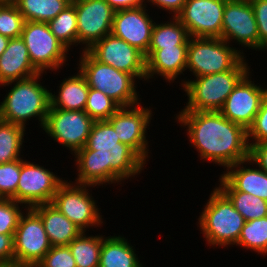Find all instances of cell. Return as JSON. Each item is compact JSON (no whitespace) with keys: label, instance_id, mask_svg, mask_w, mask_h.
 Returning <instances> with one entry per match:
<instances>
[{"label":"cell","instance_id":"cell-25","mask_svg":"<svg viewBox=\"0 0 267 267\" xmlns=\"http://www.w3.org/2000/svg\"><path fill=\"white\" fill-rule=\"evenodd\" d=\"M133 247L120 235L103 236L99 267H143Z\"/></svg>","mask_w":267,"mask_h":267},{"label":"cell","instance_id":"cell-17","mask_svg":"<svg viewBox=\"0 0 267 267\" xmlns=\"http://www.w3.org/2000/svg\"><path fill=\"white\" fill-rule=\"evenodd\" d=\"M221 39L259 50L258 26L249 0L226 1Z\"/></svg>","mask_w":267,"mask_h":267},{"label":"cell","instance_id":"cell-44","mask_svg":"<svg viewBox=\"0 0 267 267\" xmlns=\"http://www.w3.org/2000/svg\"><path fill=\"white\" fill-rule=\"evenodd\" d=\"M115 11L121 9L139 8L146 5L145 0H105ZM145 4H144V3Z\"/></svg>","mask_w":267,"mask_h":267},{"label":"cell","instance_id":"cell-34","mask_svg":"<svg viewBox=\"0 0 267 267\" xmlns=\"http://www.w3.org/2000/svg\"><path fill=\"white\" fill-rule=\"evenodd\" d=\"M25 20L15 4L0 5V34L10 39L21 37Z\"/></svg>","mask_w":267,"mask_h":267},{"label":"cell","instance_id":"cell-40","mask_svg":"<svg viewBox=\"0 0 267 267\" xmlns=\"http://www.w3.org/2000/svg\"><path fill=\"white\" fill-rule=\"evenodd\" d=\"M258 26L259 50L267 49V0H249Z\"/></svg>","mask_w":267,"mask_h":267},{"label":"cell","instance_id":"cell-22","mask_svg":"<svg viewBox=\"0 0 267 267\" xmlns=\"http://www.w3.org/2000/svg\"><path fill=\"white\" fill-rule=\"evenodd\" d=\"M188 45L148 50L146 57V80L155 74L173 81L186 70Z\"/></svg>","mask_w":267,"mask_h":267},{"label":"cell","instance_id":"cell-30","mask_svg":"<svg viewBox=\"0 0 267 267\" xmlns=\"http://www.w3.org/2000/svg\"><path fill=\"white\" fill-rule=\"evenodd\" d=\"M77 23L75 6L71 3L47 24L59 42L67 49H70L71 45L77 43Z\"/></svg>","mask_w":267,"mask_h":267},{"label":"cell","instance_id":"cell-27","mask_svg":"<svg viewBox=\"0 0 267 267\" xmlns=\"http://www.w3.org/2000/svg\"><path fill=\"white\" fill-rule=\"evenodd\" d=\"M172 20L161 24L154 22L148 50H160L189 44L190 36L187 29L177 17H173Z\"/></svg>","mask_w":267,"mask_h":267},{"label":"cell","instance_id":"cell-8","mask_svg":"<svg viewBox=\"0 0 267 267\" xmlns=\"http://www.w3.org/2000/svg\"><path fill=\"white\" fill-rule=\"evenodd\" d=\"M21 38L31 64L39 73L45 69L57 70L65 64L68 49L52 34L47 23L25 21Z\"/></svg>","mask_w":267,"mask_h":267},{"label":"cell","instance_id":"cell-14","mask_svg":"<svg viewBox=\"0 0 267 267\" xmlns=\"http://www.w3.org/2000/svg\"><path fill=\"white\" fill-rule=\"evenodd\" d=\"M77 14V45L94 43L111 34L115 10L105 0H72Z\"/></svg>","mask_w":267,"mask_h":267},{"label":"cell","instance_id":"cell-1","mask_svg":"<svg viewBox=\"0 0 267 267\" xmlns=\"http://www.w3.org/2000/svg\"><path fill=\"white\" fill-rule=\"evenodd\" d=\"M175 119L187 126L189 141L200 159L225 168L249 159L247 130L219 111H181Z\"/></svg>","mask_w":267,"mask_h":267},{"label":"cell","instance_id":"cell-29","mask_svg":"<svg viewBox=\"0 0 267 267\" xmlns=\"http://www.w3.org/2000/svg\"><path fill=\"white\" fill-rule=\"evenodd\" d=\"M24 132L23 126L0 119V164L21 159Z\"/></svg>","mask_w":267,"mask_h":267},{"label":"cell","instance_id":"cell-12","mask_svg":"<svg viewBox=\"0 0 267 267\" xmlns=\"http://www.w3.org/2000/svg\"><path fill=\"white\" fill-rule=\"evenodd\" d=\"M100 63L131 74L135 79L146 80V57L139 49L112 33L86 50Z\"/></svg>","mask_w":267,"mask_h":267},{"label":"cell","instance_id":"cell-46","mask_svg":"<svg viewBox=\"0 0 267 267\" xmlns=\"http://www.w3.org/2000/svg\"><path fill=\"white\" fill-rule=\"evenodd\" d=\"M16 0H0V5L15 4Z\"/></svg>","mask_w":267,"mask_h":267},{"label":"cell","instance_id":"cell-18","mask_svg":"<svg viewBox=\"0 0 267 267\" xmlns=\"http://www.w3.org/2000/svg\"><path fill=\"white\" fill-rule=\"evenodd\" d=\"M247 74L234 88L219 111L231 122L243 126L246 130L253 124L262 101L267 96V89L258 86Z\"/></svg>","mask_w":267,"mask_h":267},{"label":"cell","instance_id":"cell-15","mask_svg":"<svg viewBox=\"0 0 267 267\" xmlns=\"http://www.w3.org/2000/svg\"><path fill=\"white\" fill-rule=\"evenodd\" d=\"M227 0H186L177 16L190 37L221 38Z\"/></svg>","mask_w":267,"mask_h":267},{"label":"cell","instance_id":"cell-9","mask_svg":"<svg viewBox=\"0 0 267 267\" xmlns=\"http://www.w3.org/2000/svg\"><path fill=\"white\" fill-rule=\"evenodd\" d=\"M25 208L14 234V264L36 267L52 246L40 215L33 208Z\"/></svg>","mask_w":267,"mask_h":267},{"label":"cell","instance_id":"cell-36","mask_svg":"<svg viewBox=\"0 0 267 267\" xmlns=\"http://www.w3.org/2000/svg\"><path fill=\"white\" fill-rule=\"evenodd\" d=\"M121 143L113 126L107 121H95L84 147L118 146Z\"/></svg>","mask_w":267,"mask_h":267},{"label":"cell","instance_id":"cell-32","mask_svg":"<svg viewBox=\"0 0 267 267\" xmlns=\"http://www.w3.org/2000/svg\"><path fill=\"white\" fill-rule=\"evenodd\" d=\"M245 221L267 216V201L241 191H222Z\"/></svg>","mask_w":267,"mask_h":267},{"label":"cell","instance_id":"cell-16","mask_svg":"<svg viewBox=\"0 0 267 267\" xmlns=\"http://www.w3.org/2000/svg\"><path fill=\"white\" fill-rule=\"evenodd\" d=\"M140 103L120 107L107 121L113 126L121 143L131 147L145 162L148 157L146 128L152 119V111Z\"/></svg>","mask_w":267,"mask_h":267},{"label":"cell","instance_id":"cell-7","mask_svg":"<svg viewBox=\"0 0 267 267\" xmlns=\"http://www.w3.org/2000/svg\"><path fill=\"white\" fill-rule=\"evenodd\" d=\"M229 45L221 38L190 37L186 70L200 77L233 69L245 57Z\"/></svg>","mask_w":267,"mask_h":267},{"label":"cell","instance_id":"cell-31","mask_svg":"<svg viewBox=\"0 0 267 267\" xmlns=\"http://www.w3.org/2000/svg\"><path fill=\"white\" fill-rule=\"evenodd\" d=\"M236 245L267 254V216L246 221Z\"/></svg>","mask_w":267,"mask_h":267},{"label":"cell","instance_id":"cell-42","mask_svg":"<svg viewBox=\"0 0 267 267\" xmlns=\"http://www.w3.org/2000/svg\"><path fill=\"white\" fill-rule=\"evenodd\" d=\"M14 264V234H0V265Z\"/></svg>","mask_w":267,"mask_h":267},{"label":"cell","instance_id":"cell-10","mask_svg":"<svg viewBox=\"0 0 267 267\" xmlns=\"http://www.w3.org/2000/svg\"><path fill=\"white\" fill-rule=\"evenodd\" d=\"M87 187L90 185H75L64 181L51 202L83 232H86V228L95 225L101 226L103 223L102 215L99 213L94 198L91 194L89 195Z\"/></svg>","mask_w":267,"mask_h":267},{"label":"cell","instance_id":"cell-23","mask_svg":"<svg viewBox=\"0 0 267 267\" xmlns=\"http://www.w3.org/2000/svg\"><path fill=\"white\" fill-rule=\"evenodd\" d=\"M32 208L40 215L51 246H67L83 232L51 203Z\"/></svg>","mask_w":267,"mask_h":267},{"label":"cell","instance_id":"cell-2","mask_svg":"<svg viewBox=\"0 0 267 267\" xmlns=\"http://www.w3.org/2000/svg\"><path fill=\"white\" fill-rule=\"evenodd\" d=\"M78 175L75 184L99 186L118 183L140 174L146 162L128 145L83 147L74 153Z\"/></svg>","mask_w":267,"mask_h":267},{"label":"cell","instance_id":"cell-4","mask_svg":"<svg viewBox=\"0 0 267 267\" xmlns=\"http://www.w3.org/2000/svg\"><path fill=\"white\" fill-rule=\"evenodd\" d=\"M41 74L43 73L14 81L16 84L9 90L0 104L1 120L25 128L28 119L37 117L40 126L44 127L51 106V92L38 83Z\"/></svg>","mask_w":267,"mask_h":267},{"label":"cell","instance_id":"cell-41","mask_svg":"<svg viewBox=\"0 0 267 267\" xmlns=\"http://www.w3.org/2000/svg\"><path fill=\"white\" fill-rule=\"evenodd\" d=\"M249 163H256V167L267 173V141L249 144Z\"/></svg>","mask_w":267,"mask_h":267},{"label":"cell","instance_id":"cell-39","mask_svg":"<svg viewBox=\"0 0 267 267\" xmlns=\"http://www.w3.org/2000/svg\"><path fill=\"white\" fill-rule=\"evenodd\" d=\"M248 141L252 138L255 144L267 141V96L262 101L260 109L255 116L253 124L247 130ZM255 141V142H254Z\"/></svg>","mask_w":267,"mask_h":267},{"label":"cell","instance_id":"cell-26","mask_svg":"<svg viewBox=\"0 0 267 267\" xmlns=\"http://www.w3.org/2000/svg\"><path fill=\"white\" fill-rule=\"evenodd\" d=\"M72 0H16L25 21L48 23L57 17Z\"/></svg>","mask_w":267,"mask_h":267},{"label":"cell","instance_id":"cell-20","mask_svg":"<svg viewBox=\"0 0 267 267\" xmlns=\"http://www.w3.org/2000/svg\"><path fill=\"white\" fill-rule=\"evenodd\" d=\"M244 163H248V159L229 166L220 176L218 188L221 191H241L267 201V173L259 168L244 167Z\"/></svg>","mask_w":267,"mask_h":267},{"label":"cell","instance_id":"cell-21","mask_svg":"<svg viewBox=\"0 0 267 267\" xmlns=\"http://www.w3.org/2000/svg\"><path fill=\"white\" fill-rule=\"evenodd\" d=\"M38 73L31 64L24 40L21 37L10 39L6 50L0 56V86L12 85L14 81Z\"/></svg>","mask_w":267,"mask_h":267},{"label":"cell","instance_id":"cell-28","mask_svg":"<svg viewBox=\"0 0 267 267\" xmlns=\"http://www.w3.org/2000/svg\"><path fill=\"white\" fill-rule=\"evenodd\" d=\"M102 241V235L87 237L82 232L67 245L77 267H99Z\"/></svg>","mask_w":267,"mask_h":267},{"label":"cell","instance_id":"cell-38","mask_svg":"<svg viewBox=\"0 0 267 267\" xmlns=\"http://www.w3.org/2000/svg\"><path fill=\"white\" fill-rule=\"evenodd\" d=\"M36 267H77L68 246H52Z\"/></svg>","mask_w":267,"mask_h":267},{"label":"cell","instance_id":"cell-13","mask_svg":"<svg viewBox=\"0 0 267 267\" xmlns=\"http://www.w3.org/2000/svg\"><path fill=\"white\" fill-rule=\"evenodd\" d=\"M64 181L44 166L21 159L16 202L26 205L27 208L51 203L59 186Z\"/></svg>","mask_w":267,"mask_h":267},{"label":"cell","instance_id":"cell-35","mask_svg":"<svg viewBox=\"0 0 267 267\" xmlns=\"http://www.w3.org/2000/svg\"><path fill=\"white\" fill-rule=\"evenodd\" d=\"M20 173L21 159L0 164V198L16 201Z\"/></svg>","mask_w":267,"mask_h":267},{"label":"cell","instance_id":"cell-5","mask_svg":"<svg viewBox=\"0 0 267 267\" xmlns=\"http://www.w3.org/2000/svg\"><path fill=\"white\" fill-rule=\"evenodd\" d=\"M204 207L198 218V227L203 232L206 242L210 246L223 248L237 244L246 221L229 198L216 187Z\"/></svg>","mask_w":267,"mask_h":267},{"label":"cell","instance_id":"cell-45","mask_svg":"<svg viewBox=\"0 0 267 267\" xmlns=\"http://www.w3.org/2000/svg\"><path fill=\"white\" fill-rule=\"evenodd\" d=\"M9 41H10V38L0 34V56L6 50Z\"/></svg>","mask_w":267,"mask_h":267},{"label":"cell","instance_id":"cell-37","mask_svg":"<svg viewBox=\"0 0 267 267\" xmlns=\"http://www.w3.org/2000/svg\"><path fill=\"white\" fill-rule=\"evenodd\" d=\"M22 203L0 198V234H15L22 210Z\"/></svg>","mask_w":267,"mask_h":267},{"label":"cell","instance_id":"cell-11","mask_svg":"<svg viewBox=\"0 0 267 267\" xmlns=\"http://www.w3.org/2000/svg\"><path fill=\"white\" fill-rule=\"evenodd\" d=\"M94 122L84 110L50 108L43 130L75 153L86 145Z\"/></svg>","mask_w":267,"mask_h":267},{"label":"cell","instance_id":"cell-47","mask_svg":"<svg viewBox=\"0 0 267 267\" xmlns=\"http://www.w3.org/2000/svg\"><path fill=\"white\" fill-rule=\"evenodd\" d=\"M0 267H24V266H19L18 264H9V265H0Z\"/></svg>","mask_w":267,"mask_h":267},{"label":"cell","instance_id":"cell-43","mask_svg":"<svg viewBox=\"0 0 267 267\" xmlns=\"http://www.w3.org/2000/svg\"><path fill=\"white\" fill-rule=\"evenodd\" d=\"M148 3H152L153 5H157V7L164 8L165 10L169 11V13L173 12V17H177L186 2V0H146Z\"/></svg>","mask_w":267,"mask_h":267},{"label":"cell","instance_id":"cell-24","mask_svg":"<svg viewBox=\"0 0 267 267\" xmlns=\"http://www.w3.org/2000/svg\"><path fill=\"white\" fill-rule=\"evenodd\" d=\"M74 76L65 78L59 86L57 95L51 92V106L50 108H57L63 110L82 111L85 109L89 86L85 77L78 71Z\"/></svg>","mask_w":267,"mask_h":267},{"label":"cell","instance_id":"cell-3","mask_svg":"<svg viewBox=\"0 0 267 267\" xmlns=\"http://www.w3.org/2000/svg\"><path fill=\"white\" fill-rule=\"evenodd\" d=\"M244 58L231 70L183 81L188 102L182 111H220L226 98L237 84L249 74Z\"/></svg>","mask_w":267,"mask_h":267},{"label":"cell","instance_id":"cell-19","mask_svg":"<svg viewBox=\"0 0 267 267\" xmlns=\"http://www.w3.org/2000/svg\"><path fill=\"white\" fill-rule=\"evenodd\" d=\"M146 5L139 8L116 10L111 33L146 54L149 49L154 21L146 12Z\"/></svg>","mask_w":267,"mask_h":267},{"label":"cell","instance_id":"cell-33","mask_svg":"<svg viewBox=\"0 0 267 267\" xmlns=\"http://www.w3.org/2000/svg\"><path fill=\"white\" fill-rule=\"evenodd\" d=\"M120 106L103 92L89 88L84 111L94 120H108Z\"/></svg>","mask_w":267,"mask_h":267},{"label":"cell","instance_id":"cell-6","mask_svg":"<svg viewBox=\"0 0 267 267\" xmlns=\"http://www.w3.org/2000/svg\"><path fill=\"white\" fill-rule=\"evenodd\" d=\"M80 57L79 71L85 77L89 88L103 92L120 107L136 105L138 98L135 78L126 72L110 65L100 63L87 51L83 50Z\"/></svg>","mask_w":267,"mask_h":267}]
</instances>
